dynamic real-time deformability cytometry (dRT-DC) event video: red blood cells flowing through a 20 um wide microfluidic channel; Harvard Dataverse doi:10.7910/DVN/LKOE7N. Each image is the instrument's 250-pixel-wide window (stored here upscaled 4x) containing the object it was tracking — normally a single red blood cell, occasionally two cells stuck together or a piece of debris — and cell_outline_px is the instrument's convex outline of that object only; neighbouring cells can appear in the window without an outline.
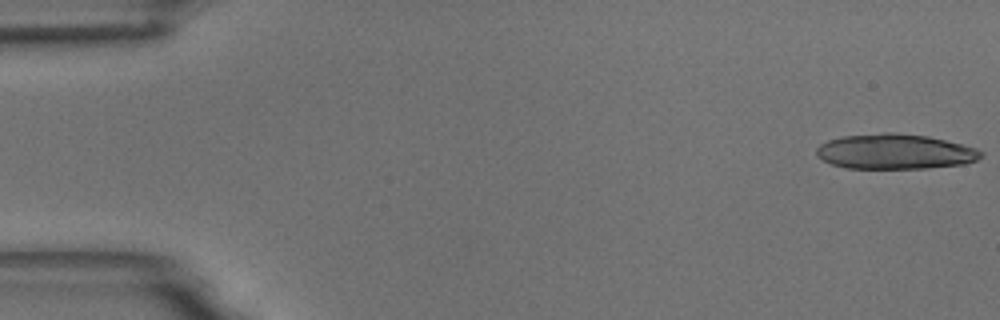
{"species": "common noctule bat (a hibernating species)", "species_latin": "Nyctalus noctula", "temperature_condition": "room temperature", "stored_images_in_passage": 29, "camera_frame_rate_fps": 3000, "um_per_image_px": 0.085, "animal": {"sex": "male", "body_mass_g": 18.8}, "frame": {"image": 1, "passage_image": 1, "time_ms": 0.0, "image_size_px": [1000, 320], "cell_outline_px": [[984, 156], [976, 160], [964, 164], [928, 168], [848, 168], [832, 164], [816, 156], [816, 148], [820, 144], [828, 140], [844, 136], [884, 132], [892, 132], [928, 136], [976, 148], [984, 152]], "centroid_in_image_um": [76.08, 12.88], "position_along_channel_um": 8.9, "area_um2": 33.64}}
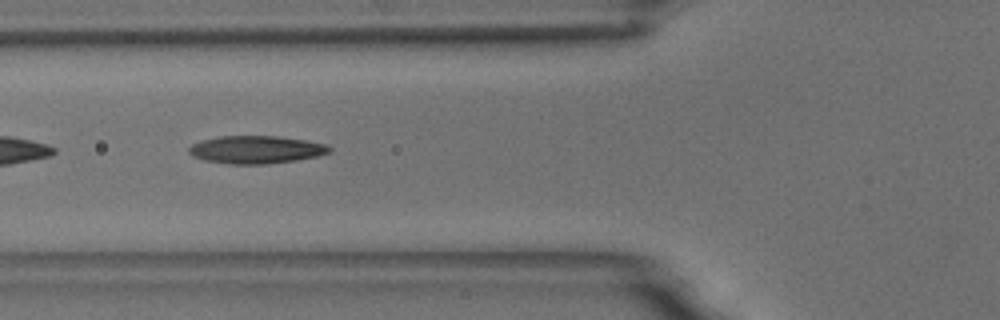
{"frame": {"image": 2, "passage_image": 21, "time_ms": 6.667, "image_size_px": [1000, 320], "cell_outline_px": [[332, 152], [316, 156], [296, 160], [264, 164], [228, 164], [204, 160], [192, 156], [188, 152], [188, 148], [192, 144], [200, 140], [220, 136], [280, 136], [308, 140], [328, 144], [332, 148]], "centroid_in_image_um": [21.78, 12.71], "position_along_channel_um": 104.0, "area_um2": 23.0}}